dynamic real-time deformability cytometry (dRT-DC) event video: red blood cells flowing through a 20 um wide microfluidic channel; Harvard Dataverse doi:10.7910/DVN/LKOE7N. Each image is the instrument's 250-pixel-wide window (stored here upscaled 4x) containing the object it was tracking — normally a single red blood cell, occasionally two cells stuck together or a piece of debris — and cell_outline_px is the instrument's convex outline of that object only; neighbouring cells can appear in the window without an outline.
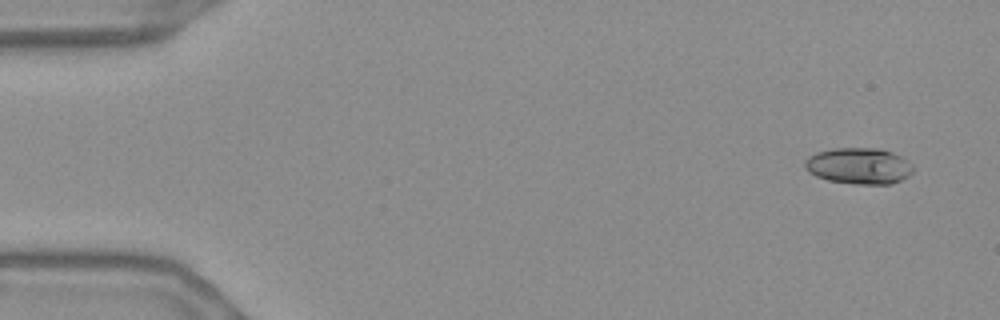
{"species": "Egyptian fruit bat (a non-hibernating species)", "species_latin": "Rousettus aegyptiacus", "temperature_condition": "warm", "stored_images_in_passage": 26, "camera_frame_rate_fps": 3000, "um_per_image_px": 0.085, "frame": {"image": 1, "passage_image": 1, "time_ms": 0.0, "image_size_px": [1000, 320], "cell_outline_px": [[912, 172], [908, 176], [892, 184], [856, 184], [828, 180], [816, 176], [808, 172], [804, 168], [804, 160], [808, 156], [816, 152], [832, 148], [880, 148], [892, 152], [908, 160], [912, 164]], "centroid_in_image_um": [72.98, 14.09], "position_along_channel_um": 12.0, "area_um2": 23.06}}
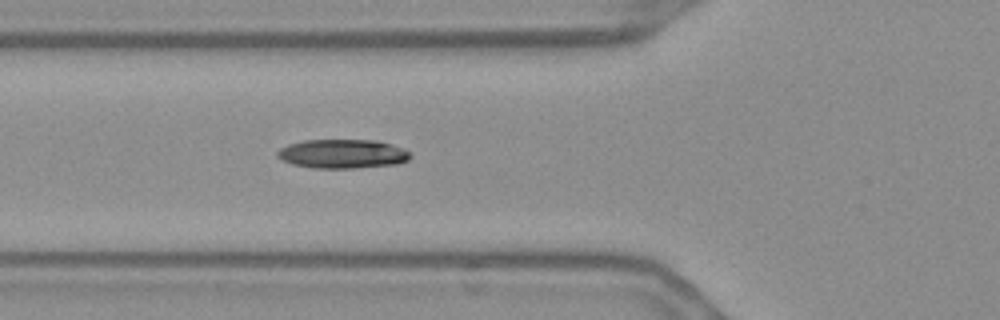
{"frame": {"image": 2, "passage_image": 18, "time_ms": 5.667, "image_size_px": [1000, 320], "cell_outline_px": [[412, 156], [408, 160], [400, 164], [356, 168], [312, 168], [292, 164], [276, 156], [276, 152], [280, 148], [288, 144], [304, 140], [376, 140], [392, 144], [404, 148], [412, 152]], "centroid_in_image_um": [29.16, 13.08], "position_along_channel_um": 96.6, "area_um2": 22.83}}
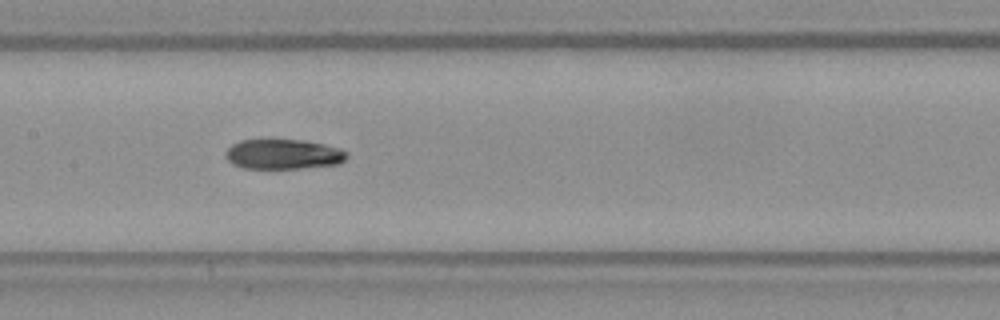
{"frame": {"image": 3, "passage_image": 25, "time_ms": 8.0, "image_size_px": [1000, 320], "cell_outline_px": [[348, 156], [340, 164], [300, 168], [244, 168], [232, 164], [224, 156], [224, 152], [232, 144], [240, 140], [304, 140], [324, 144], [340, 148], [348, 152]], "centroid_in_image_um": [24.08, 13.11], "position_along_channel_um": 183.3, "area_um2": 21.27}}